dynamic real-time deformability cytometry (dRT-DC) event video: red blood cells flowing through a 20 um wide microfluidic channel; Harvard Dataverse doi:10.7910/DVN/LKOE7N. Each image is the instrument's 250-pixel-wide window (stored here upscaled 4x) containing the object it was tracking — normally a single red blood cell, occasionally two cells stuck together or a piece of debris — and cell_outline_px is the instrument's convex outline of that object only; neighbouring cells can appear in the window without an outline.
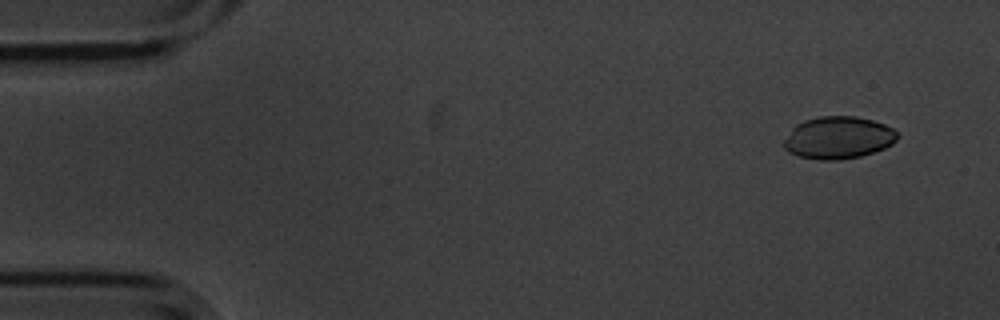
{"species": "common noctule bat (a hibernating species)", "species_latin": "Nyctalus noctula", "temperature_condition": "cold", "stored_images_in_passage": 5, "camera_frame_rate_fps": 3000, "um_per_image_px": 0.085, "animal": {"sex": "male", "body_mass_g": 20.1, "forearm_length_mm": 53.5}, "frame": {"image": 1, "passage_image": 1, "time_ms": 0.0, "image_size_px": [1000, 320], "cell_outline_px": [[900, 136], [892, 144], [884, 148], [860, 156], [840, 160], [820, 160], [800, 156], [788, 152], [784, 148], [784, 140], [792, 128], [796, 124], [804, 120], [820, 116], [856, 116], [872, 120], [884, 124], [892, 128]], "centroid_in_image_um": [71.25, 11.7], "position_along_channel_um": 13.7, "area_um2": 27.98}}